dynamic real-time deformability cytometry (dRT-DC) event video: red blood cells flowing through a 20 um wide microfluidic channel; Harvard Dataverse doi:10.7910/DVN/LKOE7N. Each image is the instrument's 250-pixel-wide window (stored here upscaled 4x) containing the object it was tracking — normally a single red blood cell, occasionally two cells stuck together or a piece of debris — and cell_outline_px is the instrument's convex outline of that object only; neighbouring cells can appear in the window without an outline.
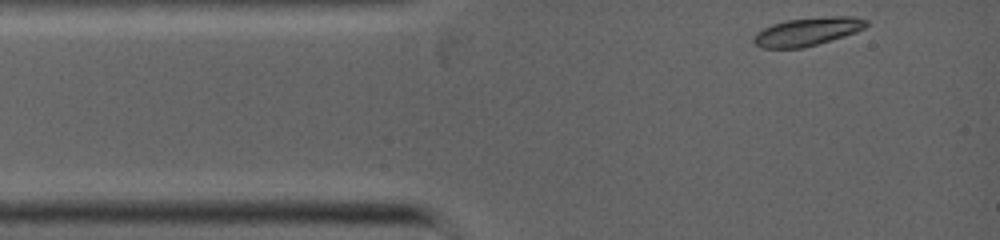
{"species": "common noctule bat (a hibernating species)", "species_latin": "Nyctalus noctula", "temperature_condition": "warm", "stored_images_in_passage": 3, "camera_frame_rate_fps": 5000, "um_per_image_px": 0.085, "animal": {"sex": "female", "body_mass_g": 19.0, "forearm_length_mm": 53.3}, "frame": {"image": 1, "passage_image": 1, "time_ms": 0.0, "image_size_px": [1000, 240], "cell_outline_px": [[868, 24], [864, 28], [856, 32], [844, 36], [804, 48], [764, 48], [756, 44], [752, 40], [752, 36], [756, 32], [772, 24], [788, 20], [824, 16], [852, 16], [868, 20]], "centroid_in_image_um": [68.63, 2.68], "position_along_channel_um": 16.4, "area_um2": 18.55}}